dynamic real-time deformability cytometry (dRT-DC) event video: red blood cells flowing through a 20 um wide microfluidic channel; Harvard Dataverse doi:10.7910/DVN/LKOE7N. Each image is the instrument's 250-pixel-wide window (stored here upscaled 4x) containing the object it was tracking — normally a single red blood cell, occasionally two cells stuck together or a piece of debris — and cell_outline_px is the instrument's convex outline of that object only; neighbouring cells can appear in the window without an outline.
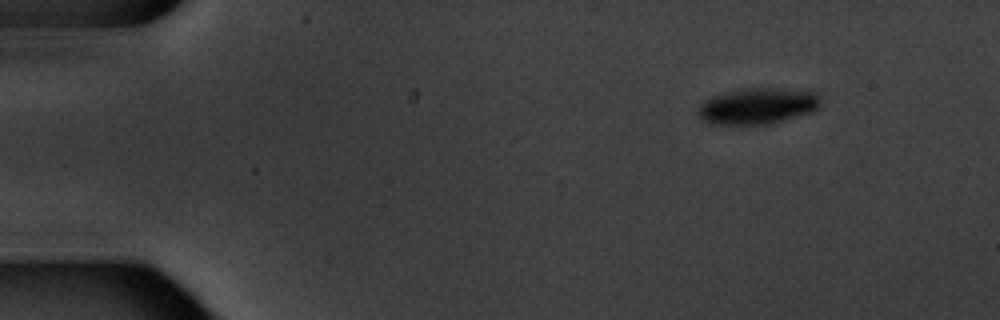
{"species": "common noctule bat (a hibernating species)", "species_latin": "Nyctalus noctula", "temperature_condition": "warm", "stored_images_in_passage": 5, "camera_frame_rate_fps": 3000, "um_per_image_px": 0.085, "animal": {"sex": "male", "body_mass_g": 20.1, "forearm_length_mm": 53.5}, "frame": {"image": 1, "passage_image": 1, "time_ms": 0.0, "image_size_px": [1000, 320], "cell_outline_px": [[820, 104], [812, 112], [768, 124], [708, 124], [700, 120], [696, 112], [700, 104], [704, 100], [712, 96], [752, 88], [808, 88], [816, 92], [820, 96]], "centroid_in_image_um": [64.43, 9.0], "position_along_channel_um": 20.6, "area_um2": 26.07}}
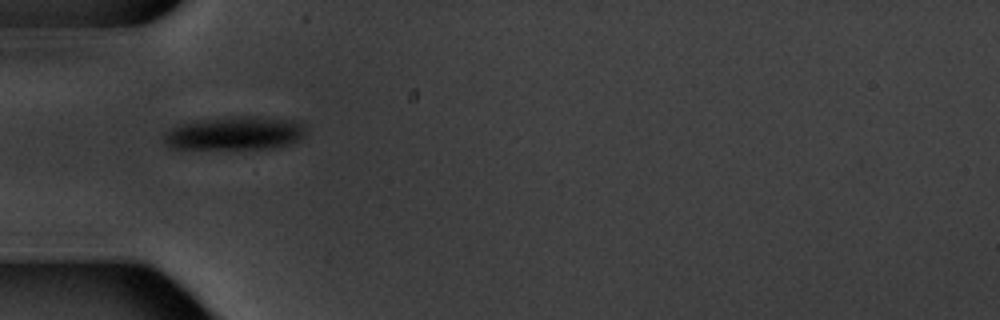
{"frame": {"image": 2, "passage_image": 4, "time_ms": 4.0, "image_size_px": [1000, 320], "cell_outline_px": [[308, 132], [304, 136], [292, 144], [276, 148], [172, 148], [164, 140], [164, 132], [180, 124], [196, 120], [232, 116], [252, 116], [296, 120], [308, 128]], "centroid_in_image_um": [20.05, 11.31], "position_along_channel_um": 65.0, "area_um2": 27.8}}